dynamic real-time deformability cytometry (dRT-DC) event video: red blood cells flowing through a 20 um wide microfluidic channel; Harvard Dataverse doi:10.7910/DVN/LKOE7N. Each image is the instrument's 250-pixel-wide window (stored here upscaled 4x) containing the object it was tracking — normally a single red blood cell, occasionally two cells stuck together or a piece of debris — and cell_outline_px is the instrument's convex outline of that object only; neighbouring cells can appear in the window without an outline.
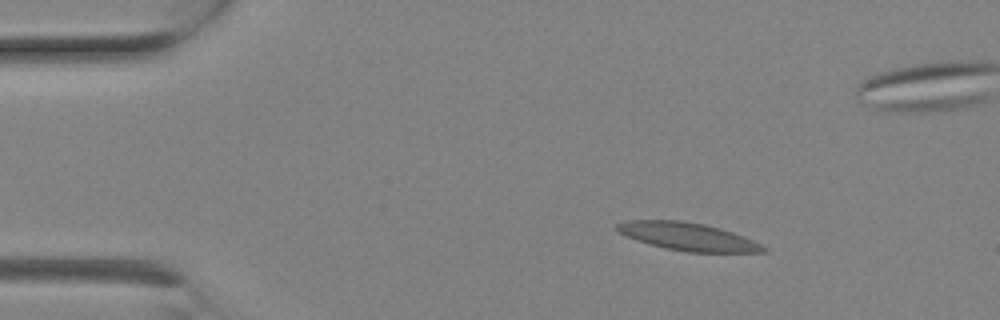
{"species": "Egyptian fruit bat (a non-hibernating species)", "species_latin": "Rousettus aegyptiacus", "temperature_condition": "room temperature", "stored_images_in_passage": 7, "segment_of_instrument_passage": [1, 2], "camera_frame_rate_fps": 3000, "um_per_image_px": 0.085, "animal": {"sex": "female"}, "frame": {"image": 1, "passage_image": 3, "time_ms": 0.667, "image_size_px": [1000, 320], "cell_outline_px": [[768, 252], [688, 252], [668, 248], [652, 244], [628, 236], [620, 232], [616, 228], [616, 224], [624, 220], [684, 220], [704, 224], [720, 228], [744, 236], [768, 248]], "centroid_in_image_um": [58.51, 20.09], "position_along_channel_um": 26.5, "area_um2": 23.41}}